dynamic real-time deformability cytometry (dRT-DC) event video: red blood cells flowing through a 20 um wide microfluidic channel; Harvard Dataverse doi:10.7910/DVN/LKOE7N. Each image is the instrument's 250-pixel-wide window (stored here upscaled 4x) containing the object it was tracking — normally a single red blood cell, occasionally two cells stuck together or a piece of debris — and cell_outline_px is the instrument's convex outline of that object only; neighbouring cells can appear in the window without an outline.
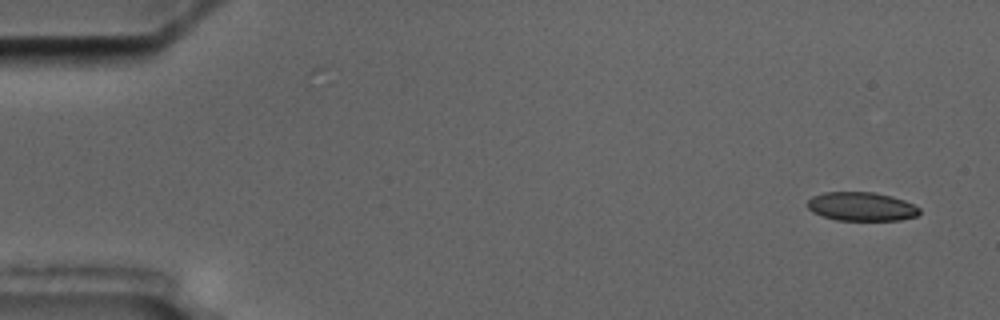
{"species": "common noctule bat (a hibernating species)", "species_latin": "Nyctalus noctula", "temperature_condition": "cold", "stored_images_in_passage": 5, "camera_frame_rate_fps": 3000, "um_per_image_px": 0.085, "animal": {"sex": "male", "body_mass_g": 17.5, "forearm_length_mm": 52.3}, "frame": {"image": 1, "passage_image": 1, "time_ms": 0.0, "image_size_px": [1000, 320], "cell_outline_px": [[920, 212], [916, 216], [900, 220], [836, 220], [812, 212], [808, 208], [808, 200], [812, 196], [824, 192], [876, 192], [892, 196], [904, 200], [920, 208]], "centroid_in_image_um": [73.23, 17.55], "position_along_channel_um": 11.8, "area_um2": 18.79}}
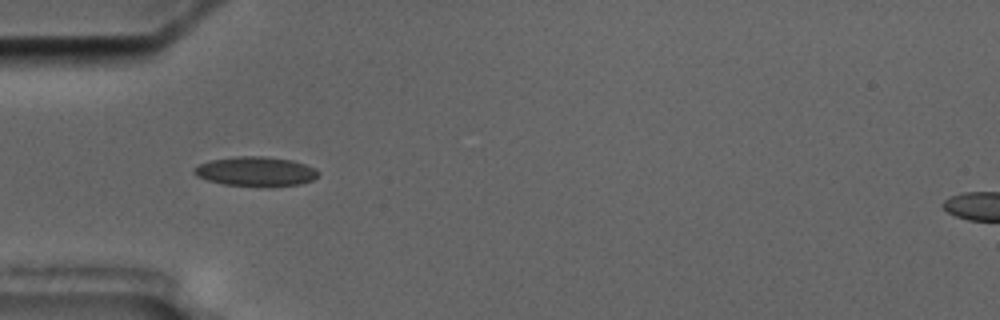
{"frame": {"image": 2, "passage_image": 5, "time_ms": 5.0, "image_size_px": [1000, 320], "cell_outline_px": [[320, 172], [312, 180], [300, 184], [268, 188], [260, 188], [224, 184], [208, 180], [196, 176], [192, 172], [192, 168], [208, 160], [236, 156], [264, 156], [292, 160], [304, 164]], "centroid_in_image_um": [21.7, 14.59], "position_along_channel_um": 63.3, "area_um2": 21.79}}